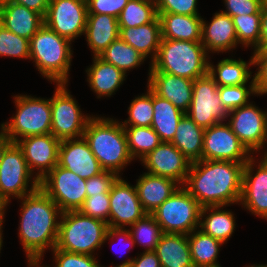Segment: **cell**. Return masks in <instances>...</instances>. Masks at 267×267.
I'll return each instance as SVG.
<instances>
[{
  "instance_id": "8992f818",
  "label": "cell",
  "mask_w": 267,
  "mask_h": 267,
  "mask_svg": "<svg viewBox=\"0 0 267 267\" xmlns=\"http://www.w3.org/2000/svg\"><path fill=\"white\" fill-rule=\"evenodd\" d=\"M108 224L100 219L83 215L78 211L63 212L56 248L68 252L96 256L104 246Z\"/></svg>"
},
{
  "instance_id": "603a6c76",
  "label": "cell",
  "mask_w": 267,
  "mask_h": 267,
  "mask_svg": "<svg viewBox=\"0 0 267 267\" xmlns=\"http://www.w3.org/2000/svg\"><path fill=\"white\" fill-rule=\"evenodd\" d=\"M180 186L173 179L152 175L147 172H142L136 179L135 184L138 198L147 214L153 213Z\"/></svg>"
},
{
  "instance_id": "f35d334b",
  "label": "cell",
  "mask_w": 267,
  "mask_h": 267,
  "mask_svg": "<svg viewBox=\"0 0 267 267\" xmlns=\"http://www.w3.org/2000/svg\"><path fill=\"white\" fill-rule=\"evenodd\" d=\"M128 229L135 245L143 247L144 251H155L163 234L160 225L151 214H146Z\"/></svg>"
},
{
  "instance_id": "7bdbcfd3",
  "label": "cell",
  "mask_w": 267,
  "mask_h": 267,
  "mask_svg": "<svg viewBox=\"0 0 267 267\" xmlns=\"http://www.w3.org/2000/svg\"><path fill=\"white\" fill-rule=\"evenodd\" d=\"M53 267H104L98 263V258L92 255L79 254L57 249L51 251Z\"/></svg>"
},
{
  "instance_id": "c3c4849f",
  "label": "cell",
  "mask_w": 267,
  "mask_h": 267,
  "mask_svg": "<svg viewBox=\"0 0 267 267\" xmlns=\"http://www.w3.org/2000/svg\"><path fill=\"white\" fill-rule=\"evenodd\" d=\"M255 83L258 95H267V47L253 51Z\"/></svg>"
},
{
  "instance_id": "6125c7cd",
  "label": "cell",
  "mask_w": 267,
  "mask_h": 267,
  "mask_svg": "<svg viewBox=\"0 0 267 267\" xmlns=\"http://www.w3.org/2000/svg\"><path fill=\"white\" fill-rule=\"evenodd\" d=\"M105 267V266H104ZM107 267V266H106ZM109 267H132L131 266V264L130 265H116V266H114V265H111V266H109Z\"/></svg>"
},
{
  "instance_id": "7c38bea8",
  "label": "cell",
  "mask_w": 267,
  "mask_h": 267,
  "mask_svg": "<svg viewBox=\"0 0 267 267\" xmlns=\"http://www.w3.org/2000/svg\"><path fill=\"white\" fill-rule=\"evenodd\" d=\"M227 120L231 130L252 155L263 152L267 144V110L250 101L228 112Z\"/></svg>"
},
{
  "instance_id": "836d02e7",
  "label": "cell",
  "mask_w": 267,
  "mask_h": 267,
  "mask_svg": "<svg viewBox=\"0 0 267 267\" xmlns=\"http://www.w3.org/2000/svg\"><path fill=\"white\" fill-rule=\"evenodd\" d=\"M194 267H222L218 256L224 244L205 234L202 230L195 229L187 235Z\"/></svg>"
},
{
  "instance_id": "44dd1931",
  "label": "cell",
  "mask_w": 267,
  "mask_h": 267,
  "mask_svg": "<svg viewBox=\"0 0 267 267\" xmlns=\"http://www.w3.org/2000/svg\"><path fill=\"white\" fill-rule=\"evenodd\" d=\"M201 43L209 55L233 52L240 45L233 19L221 11L214 13L211 22L202 18Z\"/></svg>"
},
{
  "instance_id": "484cf974",
  "label": "cell",
  "mask_w": 267,
  "mask_h": 267,
  "mask_svg": "<svg viewBox=\"0 0 267 267\" xmlns=\"http://www.w3.org/2000/svg\"><path fill=\"white\" fill-rule=\"evenodd\" d=\"M117 18L107 14H87L84 36L92 56H99L114 40L119 38Z\"/></svg>"
},
{
  "instance_id": "ee69618b",
  "label": "cell",
  "mask_w": 267,
  "mask_h": 267,
  "mask_svg": "<svg viewBox=\"0 0 267 267\" xmlns=\"http://www.w3.org/2000/svg\"><path fill=\"white\" fill-rule=\"evenodd\" d=\"M79 211L86 216L105 221L109 227L110 194H96L85 198Z\"/></svg>"
},
{
  "instance_id": "8d00e7d4",
  "label": "cell",
  "mask_w": 267,
  "mask_h": 267,
  "mask_svg": "<svg viewBox=\"0 0 267 267\" xmlns=\"http://www.w3.org/2000/svg\"><path fill=\"white\" fill-rule=\"evenodd\" d=\"M157 16L154 1L129 0L117 20L119 28H134L151 23Z\"/></svg>"
},
{
  "instance_id": "74e56055",
  "label": "cell",
  "mask_w": 267,
  "mask_h": 267,
  "mask_svg": "<svg viewBox=\"0 0 267 267\" xmlns=\"http://www.w3.org/2000/svg\"><path fill=\"white\" fill-rule=\"evenodd\" d=\"M128 118L122 126L149 127L153 120V91L147 86L145 93L135 96L128 107Z\"/></svg>"
},
{
  "instance_id": "7402d4cb",
  "label": "cell",
  "mask_w": 267,
  "mask_h": 267,
  "mask_svg": "<svg viewBox=\"0 0 267 267\" xmlns=\"http://www.w3.org/2000/svg\"><path fill=\"white\" fill-rule=\"evenodd\" d=\"M147 85L156 95L167 99L186 113L192 102L193 81L165 72H148Z\"/></svg>"
},
{
  "instance_id": "277c9868",
  "label": "cell",
  "mask_w": 267,
  "mask_h": 267,
  "mask_svg": "<svg viewBox=\"0 0 267 267\" xmlns=\"http://www.w3.org/2000/svg\"><path fill=\"white\" fill-rule=\"evenodd\" d=\"M30 61L48 81L69 83L72 42L43 25L29 40Z\"/></svg>"
},
{
  "instance_id": "6f0895ef",
  "label": "cell",
  "mask_w": 267,
  "mask_h": 267,
  "mask_svg": "<svg viewBox=\"0 0 267 267\" xmlns=\"http://www.w3.org/2000/svg\"><path fill=\"white\" fill-rule=\"evenodd\" d=\"M27 261V264H28V267H51L50 265L47 266V265H42L41 261L43 259L41 258H37V259H26Z\"/></svg>"
},
{
  "instance_id": "4fadbf2b",
  "label": "cell",
  "mask_w": 267,
  "mask_h": 267,
  "mask_svg": "<svg viewBox=\"0 0 267 267\" xmlns=\"http://www.w3.org/2000/svg\"><path fill=\"white\" fill-rule=\"evenodd\" d=\"M185 114L203 129L227 121L228 112L222 106L218 85L209 74L193 81L192 102Z\"/></svg>"
},
{
  "instance_id": "ba28073f",
  "label": "cell",
  "mask_w": 267,
  "mask_h": 267,
  "mask_svg": "<svg viewBox=\"0 0 267 267\" xmlns=\"http://www.w3.org/2000/svg\"><path fill=\"white\" fill-rule=\"evenodd\" d=\"M201 208L199 202L180 186L151 215L163 233L188 235L199 228Z\"/></svg>"
},
{
  "instance_id": "ac0fdd59",
  "label": "cell",
  "mask_w": 267,
  "mask_h": 267,
  "mask_svg": "<svg viewBox=\"0 0 267 267\" xmlns=\"http://www.w3.org/2000/svg\"><path fill=\"white\" fill-rule=\"evenodd\" d=\"M147 173L167 177L184 185L191 162L171 142H161L141 160Z\"/></svg>"
},
{
  "instance_id": "7dc6e473",
  "label": "cell",
  "mask_w": 267,
  "mask_h": 267,
  "mask_svg": "<svg viewBox=\"0 0 267 267\" xmlns=\"http://www.w3.org/2000/svg\"><path fill=\"white\" fill-rule=\"evenodd\" d=\"M118 177L116 173L104 170L100 174L86 179V196L110 193L111 186Z\"/></svg>"
},
{
  "instance_id": "11a10c76",
  "label": "cell",
  "mask_w": 267,
  "mask_h": 267,
  "mask_svg": "<svg viewBox=\"0 0 267 267\" xmlns=\"http://www.w3.org/2000/svg\"><path fill=\"white\" fill-rule=\"evenodd\" d=\"M13 142L7 137V135L0 129V163L2 161L3 154L5 150L12 144Z\"/></svg>"
},
{
  "instance_id": "7a4b0ae2",
  "label": "cell",
  "mask_w": 267,
  "mask_h": 267,
  "mask_svg": "<svg viewBox=\"0 0 267 267\" xmlns=\"http://www.w3.org/2000/svg\"><path fill=\"white\" fill-rule=\"evenodd\" d=\"M18 200V237L26 259H43L46 250L56 246L63 212L40 187Z\"/></svg>"
},
{
  "instance_id": "83f0119b",
  "label": "cell",
  "mask_w": 267,
  "mask_h": 267,
  "mask_svg": "<svg viewBox=\"0 0 267 267\" xmlns=\"http://www.w3.org/2000/svg\"><path fill=\"white\" fill-rule=\"evenodd\" d=\"M119 37L136 49L150 64L155 60L162 39L158 16L151 22L134 28H119Z\"/></svg>"
},
{
  "instance_id": "94428289",
  "label": "cell",
  "mask_w": 267,
  "mask_h": 267,
  "mask_svg": "<svg viewBox=\"0 0 267 267\" xmlns=\"http://www.w3.org/2000/svg\"><path fill=\"white\" fill-rule=\"evenodd\" d=\"M266 145H267V144H266ZM266 147H267V146H265L263 152L261 153L262 155H260V156H262L263 158H265V159L267 160V148H266Z\"/></svg>"
},
{
  "instance_id": "9c48e42d",
  "label": "cell",
  "mask_w": 267,
  "mask_h": 267,
  "mask_svg": "<svg viewBox=\"0 0 267 267\" xmlns=\"http://www.w3.org/2000/svg\"><path fill=\"white\" fill-rule=\"evenodd\" d=\"M55 85V92L50 98L51 134L60 141L83 137L86 125L94 115L81 111L78 101L68 90V83Z\"/></svg>"
},
{
  "instance_id": "e575fe53",
  "label": "cell",
  "mask_w": 267,
  "mask_h": 267,
  "mask_svg": "<svg viewBox=\"0 0 267 267\" xmlns=\"http://www.w3.org/2000/svg\"><path fill=\"white\" fill-rule=\"evenodd\" d=\"M99 57L111 63L125 74L132 69L140 67L146 58L120 37L114 40Z\"/></svg>"
},
{
  "instance_id": "30bf717a",
  "label": "cell",
  "mask_w": 267,
  "mask_h": 267,
  "mask_svg": "<svg viewBox=\"0 0 267 267\" xmlns=\"http://www.w3.org/2000/svg\"><path fill=\"white\" fill-rule=\"evenodd\" d=\"M38 188L39 180L29 170L22 149L12 143L0 163V198L10 205L11 198L21 199Z\"/></svg>"
},
{
  "instance_id": "f6af8a7d",
  "label": "cell",
  "mask_w": 267,
  "mask_h": 267,
  "mask_svg": "<svg viewBox=\"0 0 267 267\" xmlns=\"http://www.w3.org/2000/svg\"><path fill=\"white\" fill-rule=\"evenodd\" d=\"M157 13L200 16L198 0H154Z\"/></svg>"
},
{
  "instance_id": "816d5d0a",
  "label": "cell",
  "mask_w": 267,
  "mask_h": 267,
  "mask_svg": "<svg viewBox=\"0 0 267 267\" xmlns=\"http://www.w3.org/2000/svg\"><path fill=\"white\" fill-rule=\"evenodd\" d=\"M114 238L117 239V240H120V241L122 240L123 241L122 243H125L124 245H125L126 248L122 249V251L120 252L121 254L123 252H128V251H130V249L135 247V243L133 241V238L131 236L130 230L128 228L108 227L107 233H106L105 238H104V244L108 240H110V241H112L114 243V241H115ZM126 243H127V245H126ZM125 249H127V250H125Z\"/></svg>"
},
{
  "instance_id": "d6986e66",
  "label": "cell",
  "mask_w": 267,
  "mask_h": 267,
  "mask_svg": "<svg viewBox=\"0 0 267 267\" xmlns=\"http://www.w3.org/2000/svg\"><path fill=\"white\" fill-rule=\"evenodd\" d=\"M60 142L51 133L28 136L17 142L29 170L39 181L58 164Z\"/></svg>"
},
{
  "instance_id": "3957f363",
  "label": "cell",
  "mask_w": 267,
  "mask_h": 267,
  "mask_svg": "<svg viewBox=\"0 0 267 267\" xmlns=\"http://www.w3.org/2000/svg\"><path fill=\"white\" fill-rule=\"evenodd\" d=\"M83 137L104 170L121 176L123 168L134 161L124 127L118 119L94 115L88 121Z\"/></svg>"
},
{
  "instance_id": "91938a15",
  "label": "cell",
  "mask_w": 267,
  "mask_h": 267,
  "mask_svg": "<svg viewBox=\"0 0 267 267\" xmlns=\"http://www.w3.org/2000/svg\"><path fill=\"white\" fill-rule=\"evenodd\" d=\"M245 267H267V264H249L248 266Z\"/></svg>"
},
{
  "instance_id": "db71d44e",
  "label": "cell",
  "mask_w": 267,
  "mask_h": 267,
  "mask_svg": "<svg viewBox=\"0 0 267 267\" xmlns=\"http://www.w3.org/2000/svg\"><path fill=\"white\" fill-rule=\"evenodd\" d=\"M267 47V2L264 3L261 12L260 48Z\"/></svg>"
},
{
  "instance_id": "9f6ffc18",
  "label": "cell",
  "mask_w": 267,
  "mask_h": 267,
  "mask_svg": "<svg viewBox=\"0 0 267 267\" xmlns=\"http://www.w3.org/2000/svg\"><path fill=\"white\" fill-rule=\"evenodd\" d=\"M7 206H9L8 203L4 199L0 198V226H3L5 223L4 219Z\"/></svg>"
},
{
  "instance_id": "f907efd6",
  "label": "cell",
  "mask_w": 267,
  "mask_h": 267,
  "mask_svg": "<svg viewBox=\"0 0 267 267\" xmlns=\"http://www.w3.org/2000/svg\"><path fill=\"white\" fill-rule=\"evenodd\" d=\"M132 267H161L155 251H143L136 257H127L119 265H130Z\"/></svg>"
},
{
  "instance_id": "f5cc1de1",
  "label": "cell",
  "mask_w": 267,
  "mask_h": 267,
  "mask_svg": "<svg viewBox=\"0 0 267 267\" xmlns=\"http://www.w3.org/2000/svg\"><path fill=\"white\" fill-rule=\"evenodd\" d=\"M12 2L34 10L43 17L48 9L49 0H12Z\"/></svg>"
},
{
  "instance_id": "f1b7e54d",
  "label": "cell",
  "mask_w": 267,
  "mask_h": 267,
  "mask_svg": "<svg viewBox=\"0 0 267 267\" xmlns=\"http://www.w3.org/2000/svg\"><path fill=\"white\" fill-rule=\"evenodd\" d=\"M163 39L201 42L202 16L157 13Z\"/></svg>"
},
{
  "instance_id": "9a60e30c",
  "label": "cell",
  "mask_w": 267,
  "mask_h": 267,
  "mask_svg": "<svg viewBox=\"0 0 267 267\" xmlns=\"http://www.w3.org/2000/svg\"><path fill=\"white\" fill-rule=\"evenodd\" d=\"M252 156L227 122H219L205 129L202 160L246 163Z\"/></svg>"
},
{
  "instance_id": "681fc988",
  "label": "cell",
  "mask_w": 267,
  "mask_h": 267,
  "mask_svg": "<svg viewBox=\"0 0 267 267\" xmlns=\"http://www.w3.org/2000/svg\"><path fill=\"white\" fill-rule=\"evenodd\" d=\"M129 0H86L88 14H107L118 18Z\"/></svg>"
},
{
  "instance_id": "4dcf8cb0",
  "label": "cell",
  "mask_w": 267,
  "mask_h": 267,
  "mask_svg": "<svg viewBox=\"0 0 267 267\" xmlns=\"http://www.w3.org/2000/svg\"><path fill=\"white\" fill-rule=\"evenodd\" d=\"M155 252L161 267H194L186 234L163 233Z\"/></svg>"
},
{
  "instance_id": "d6a6232c",
  "label": "cell",
  "mask_w": 267,
  "mask_h": 267,
  "mask_svg": "<svg viewBox=\"0 0 267 267\" xmlns=\"http://www.w3.org/2000/svg\"><path fill=\"white\" fill-rule=\"evenodd\" d=\"M185 115L170 101L153 92V120L151 127L159 135L162 142H171L176 128Z\"/></svg>"
},
{
  "instance_id": "bcb514c9",
  "label": "cell",
  "mask_w": 267,
  "mask_h": 267,
  "mask_svg": "<svg viewBox=\"0 0 267 267\" xmlns=\"http://www.w3.org/2000/svg\"><path fill=\"white\" fill-rule=\"evenodd\" d=\"M265 2L266 0H224L226 10L220 11L231 18L240 15L261 14Z\"/></svg>"
},
{
  "instance_id": "680465c9",
  "label": "cell",
  "mask_w": 267,
  "mask_h": 267,
  "mask_svg": "<svg viewBox=\"0 0 267 267\" xmlns=\"http://www.w3.org/2000/svg\"><path fill=\"white\" fill-rule=\"evenodd\" d=\"M2 228L4 229L3 226H0V253H1V250H2V248H3L2 246H4V245H3V237H4L3 234H4V233H3V229H2Z\"/></svg>"
},
{
  "instance_id": "5bb4252c",
  "label": "cell",
  "mask_w": 267,
  "mask_h": 267,
  "mask_svg": "<svg viewBox=\"0 0 267 267\" xmlns=\"http://www.w3.org/2000/svg\"><path fill=\"white\" fill-rule=\"evenodd\" d=\"M86 0H49L44 25L72 43L85 33Z\"/></svg>"
},
{
  "instance_id": "5b68a950",
  "label": "cell",
  "mask_w": 267,
  "mask_h": 267,
  "mask_svg": "<svg viewBox=\"0 0 267 267\" xmlns=\"http://www.w3.org/2000/svg\"><path fill=\"white\" fill-rule=\"evenodd\" d=\"M210 56L201 42L162 38L148 71L195 80L208 74Z\"/></svg>"
},
{
  "instance_id": "1f68e13d",
  "label": "cell",
  "mask_w": 267,
  "mask_h": 267,
  "mask_svg": "<svg viewBox=\"0 0 267 267\" xmlns=\"http://www.w3.org/2000/svg\"><path fill=\"white\" fill-rule=\"evenodd\" d=\"M204 131L186 114L180 120L171 143L191 162L202 160Z\"/></svg>"
},
{
  "instance_id": "60d3db41",
  "label": "cell",
  "mask_w": 267,
  "mask_h": 267,
  "mask_svg": "<svg viewBox=\"0 0 267 267\" xmlns=\"http://www.w3.org/2000/svg\"><path fill=\"white\" fill-rule=\"evenodd\" d=\"M218 95L222 106L227 112L248 104L251 96H263L258 95L256 83H249V85L218 86Z\"/></svg>"
},
{
  "instance_id": "cb8c5ba5",
  "label": "cell",
  "mask_w": 267,
  "mask_h": 267,
  "mask_svg": "<svg viewBox=\"0 0 267 267\" xmlns=\"http://www.w3.org/2000/svg\"><path fill=\"white\" fill-rule=\"evenodd\" d=\"M92 65H89L87 73V83L91 90L99 99L111 97L123 85L127 75L111 63L101 59L99 56H92Z\"/></svg>"
},
{
  "instance_id": "8fae6325",
  "label": "cell",
  "mask_w": 267,
  "mask_h": 267,
  "mask_svg": "<svg viewBox=\"0 0 267 267\" xmlns=\"http://www.w3.org/2000/svg\"><path fill=\"white\" fill-rule=\"evenodd\" d=\"M39 187L62 212L78 211L86 196V179L56 165L40 181Z\"/></svg>"
},
{
  "instance_id": "ab89813d",
  "label": "cell",
  "mask_w": 267,
  "mask_h": 267,
  "mask_svg": "<svg viewBox=\"0 0 267 267\" xmlns=\"http://www.w3.org/2000/svg\"><path fill=\"white\" fill-rule=\"evenodd\" d=\"M238 43L245 49H260L261 14L233 16Z\"/></svg>"
},
{
  "instance_id": "d590c367",
  "label": "cell",
  "mask_w": 267,
  "mask_h": 267,
  "mask_svg": "<svg viewBox=\"0 0 267 267\" xmlns=\"http://www.w3.org/2000/svg\"><path fill=\"white\" fill-rule=\"evenodd\" d=\"M128 143V150L133 160L141 161L162 141L154 129L149 127L123 126Z\"/></svg>"
},
{
  "instance_id": "be15d7a7",
  "label": "cell",
  "mask_w": 267,
  "mask_h": 267,
  "mask_svg": "<svg viewBox=\"0 0 267 267\" xmlns=\"http://www.w3.org/2000/svg\"><path fill=\"white\" fill-rule=\"evenodd\" d=\"M12 0H0V6L8 3V2H11Z\"/></svg>"
},
{
  "instance_id": "d4e9b609",
  "label": "cell",
  "mask_w": 267,
  "mask_h": 267,
  "mask_svg": "<svg viewBox=\"0 0 267 267\" xmlns=\"http://www.w3.org/2000/svg\"><path fill=\"white\" fill-rule=\"evenodd\" d=\"M0 24L30 40L44 25V18L36 11L11 1L0 6Z\"/></svg>"
},
{
  "instance_id": "4316f807",
  "label": "cell",
  "mask_w": 267,
  "mask_h": 267,
  "mask_svg": "<svg viewBox=\"0 0 267 267\" xmlns=\"http://www.w3.org/2000/svg\"><path fill=\"white\" fill-rule=\"evenodd\" d=\"M248 61L234 59L233 56L221 59L214 65L209 59L208 74L218 86H235L255 83V75H252L251 67H254V55ZM252 78V79H251ZM251 79V81H250Z\"/></svg>"
},
{
  "instance_id": "f546056e",
  "label": "cell",
  "mask_w": 267,
  "mask_h": 267,
  "mask_svg": "<svg viewBox=\"0 0 267 267\" xmlns=\"http://www.w3.org/2000/svg\"><path fill=\"white\" fill-rule=\"evenodd\" d=\"M228 206H205L201 208L199 229L226 244L236 229V218ZM223 208H225L223 210Z\"/></svg>"
},
{
  "instance_id": "6da1fadb",
  "label": "cell",
  "mask_w": 267,
  "mask_h": 267,
  "mask_svg": "<svg viewBox=\"0 0 267 267\" xmlns=\"http://www.w3.org/2000/svg\"><path fill=\"white\" fill-rule=\"evenodd\" d=\"M245 164L217 160L193 162L183 187L202 207L239 205Z\"/></svg>"
},
{
  "instance_id": "e0dca14e",
  "label": "cell",
  "mask_w": 267,
  "mask_h": 267,
  "mask_svg": "<svg viewBox=\"0 0 267 267\" xmlns=\"http://www.w3.org/2000/svg\"><path fill=\"white\" fill-rule=\"evenodd\" d=\"M109 227L129 228L147 213L138 198L135 185L119 176L110 189Z\"/></svg>"
},
{
  "instance_id": "2e32d148",
  "label": "cell",
  "mask_w": 267,
  "mask_h": 267,
  "mask_svg": "<svg viewBox=\"0 0 267 267\" xmlns=\"http://www.w3.org/2000/svg\"><path fill=\"white\" fill-rule=\"evenodd\" d=\"M256 157L260 160L253 155L244 165L239 205L252 215L267 220V160Z\"/></svg>"
},
{
  "instance_id": "b9f144b4",
  "label": "cell",
  "mask_w": 267,
  "mask_h": 267,
  "mask_svg": "<svg viewBox=\"0 0 267 267\" xmlns=\"http://www.w3.org/2000/svg\"><path fill=\"white\" fill-rule=\"evenodd\" d=\"M0 57L30 60L29 40L0 24Z\"/></svg>"
},
{
  "instance_id": "52a82bcc",
  "label": "cell",
  "mask_w": 267,
  "mask_h": 267,
  "mask_svg": "<svg viewBox=\"0 0 267 267\" xmlns=\"http://www.w3.org/2000/svg\"><path fill=\"white\" fill-rule=\"evenodd\" d=\"M16 112L0 129L13 142L28 136L51 133L50 98L17 94L13 96Z\"/></svg>"
},
{
  "instance_id": "ffe728a7",
  "label": "cell",
  "mask_w": 267,
  "mask_h": 267,
  "mask_svg": "<svg viewBox=\"0 0 267 267\" xmlns=\"http://www.w3.org/2000/svg\"><path fill=\"white\" fill-rule=\"evenodd\" d=\"M57 165L83 179H89L104 171L84 137L60 142Z\"/></svg>"
}]
</instances>
